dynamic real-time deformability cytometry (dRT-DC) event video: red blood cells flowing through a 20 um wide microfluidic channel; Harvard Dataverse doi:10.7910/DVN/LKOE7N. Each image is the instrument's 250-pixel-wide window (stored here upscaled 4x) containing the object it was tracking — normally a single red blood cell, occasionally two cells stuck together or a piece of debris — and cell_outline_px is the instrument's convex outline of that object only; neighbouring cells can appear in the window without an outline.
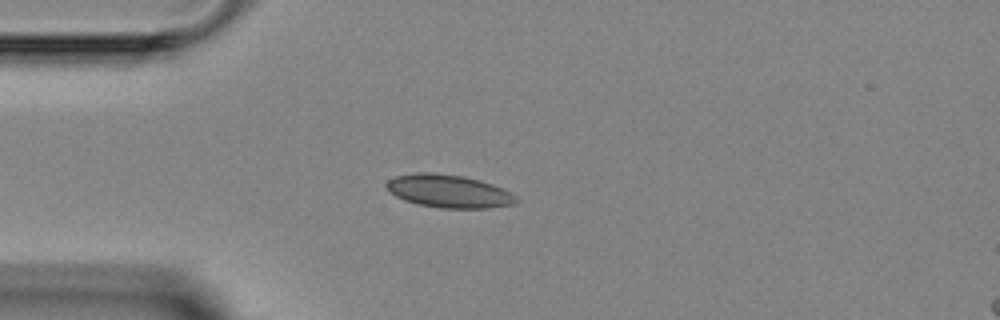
{"species": "Egyptian fruit bat (a non-hibernating species)", "species_latin": "Rousettus aegyptiacus", "temperature_condition": "room temperature", "stored_images_in_passage": 5, "segment_of_instrument_passage": [1, 2], "camera_frame_rate_fps": 3000, "um_per_image_px": 0.085, "animal": {"sex": "female"}, "frame": {"image": 1, "passage_image": 2, "time_ms": 1.0, "image_size_px": [1000, 320], "cell_outline_px": [[520, 200], [516, 204], [488, 208], [440, 208], [420, 204], [404, 200], [388, 192], [384, 184], [388, 180], [396, 176], [420, 172], [432, 172], [464, 176], [480, 180], [492, 184], [512, 192]], "centroid_in_image_um": [38.16, 16.25], "position_along_channel_um": 46.8, "area_um2": 25.14}}